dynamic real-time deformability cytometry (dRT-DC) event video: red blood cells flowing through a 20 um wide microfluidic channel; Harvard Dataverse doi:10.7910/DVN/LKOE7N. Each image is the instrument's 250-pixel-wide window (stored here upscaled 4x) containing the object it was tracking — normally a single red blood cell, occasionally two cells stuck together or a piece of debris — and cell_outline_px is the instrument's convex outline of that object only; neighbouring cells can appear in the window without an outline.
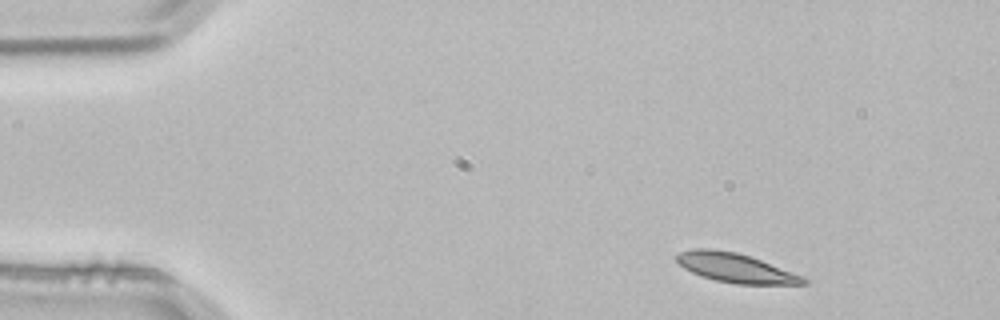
{"species": "common noctule bat (a hibernating species)", "species_latin": "Nyctalus noctula", "temperature_condition": "room temperature", "stored_images_in_passage": 2, "camera_frame_rate_fps": 3000, "um_per_image_px": 0.085, "animal": {"sex": "male", "body_mass_g": 21.5, "forearm_length_mm": 52.0}, "frame": {"image": 1, "passage_image": 1, "time_ms": 0.0, "image_size_px": [1000, 320], "cell_outline_px": [[808, 284], [736, 284], [716, 280], [700, 276], [684, 268], [676, 260], [676, 256], [680, 252], [692, 248], [712, 248], [736, 252], [752, 256], [804, 276], [808, 280]], "centroid_in_image_um": [62.54, 22.76], "position_along_channel_um": 22.5, "area_um2": 21.79}}